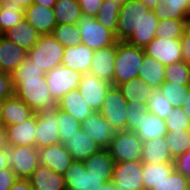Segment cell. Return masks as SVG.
Listing matches in <instances>:
<instances>
[{
  "instance_id": "cell-45",
  "label": "cell",
  "mask_w": 190,
  "mask_h": 190,
  "mask_svg": "<svg viewBox=\"0 0 190 190\" xmlns=\"http://www.w3.org/2000/svg\"><path fill=\"white\" fill-rule=\"evenodd\" d=\"M153 190H190V179L174 170L165 180Z\"/></svg>"
},
{
  "instance_id": "cell-46",
  "label": "cell",
  "mask_w": 190,
  "mask_h": 190,
  "mask_svg": "<svg viewBox=\"0 0 190 190\" xmlns=\"http://www.w3.org/2000/svg\"><path fill=\"white\" fill-rule=\"evenodd\" d=\"M167 131H178L180 129H190V119L187 117L182 107L174 106L172 112L165 119Z\"/></svg>"
},
{
  "instance_id": "cell-4",
  "label": "cell",
  "mask_w": 190,
  "mask_h": 190,
  "mask_svg": "<svg viewBox=\"0 0 190 190\" xmlns=\"http://www.w3.org/2000/svg\"><path fill=\"white\" fill-rule=\"evenodd\" d=\"M64 46L52 35H41L35 46L27 52V57L44 73L60 66Z\"/></svg>"
},
{
  "instance_id": "cell-23",
  "label": "cell",
  "mask_w": 190,
  "mask_h": 190,
  "mask_svg": "<svg viewBox=\"0 0 190 190\" xmlns=\"http://www.w3.org/2000/svg\"><path fill=\"white\" fill-rule=\"evenodd\" d=\"M35 112L28 107L15 94L4 100L2 106V124L4 126L16 125L31 118Z\"/></svg>"
},
{
  "instance_id": "cell-58",
  "label": "cell",
  "mask_w": 190,
  "mask_h": 190,
  "mask_svg": "<svg viewBox=\"0 0 190 190\" xmlns=\"http://www.w3.org/2000/svg\"><path fill=\"white\" fill-rule=\"evenodd\" d=\"M183 111L187 115V117L190 119V87L188 89V97L185 101V103L182 106Z\"/></svg>"
},
{
  "instance_id": "cell-3",
  "label": "cell",
  "mask_w": 190,
  "mask_h": 190,
  "mask_svg": "<svg viewBox=\"0 0 190 190\" xmlns=\"http://www.w3.org/2000/svg\"><path fill=\"white\" fill-rule=\"evenodd\" d=\"M38 152L35 145L8 146L3 156L17 178L29 179L39 166Z\"/></svg>"
},
{
  "instance_id": "cell-50",
  "label": "cell",
  "mask_w": 190,
  "mask_h": 190,
  "mask_svg": "<svg viewBox=\"0 0 190 190\" xmlns=\"http://www.w3.org/2000/svg\"><path fill=\"white\" fill-rule=\"evenodd\" d=\"M175 170L190 179V148L174 159Z\"/></svg>"
},
{
  "instance_id": "cell-37",
  "label": "cell",
  "mask_w": 190,
  "mask_h": 190,
  "mask_svg": "<svg viewBox=\"0 0 190 190\" xmlns=\"http://www.w3.org/2000/svg\"><path fill=\"white\" fill-rule=\"evenodd\" d=\"M51 35L64 47L81 44L80 29L77 24H57Z\"/></svg>"
},
{
  "instance_id": "cell-25",
  "label": "cell",
  "mask_w": 190,
  "mask_h": 190,
  "mask_svg": "<svg viewBox=\"0 0 190 190\" xmlns=\"http://www.w3.org/2000/svg\"><path fill=\"white\" fill-rule=\"evenodd\" d=\"M141 161L151 165L174 163V158L170 154L165 136L155 137L152 140L143 142Z\"/></svg>"
},
{
  "instance_id": "cell-27",
  "label": "cell",
  "mask_w": 190,
  "mask_h": 190,
  "mask_svg": "<svg viewBox=\"0 0 190 190\" xmlns=\"http://www.w3.org/2000/svg\"><path fill=\"white\" fill-rule=\"evenodd\" d=\"M29 180L32 190H66L63 175L43 165L37 167Z\"/></svg>"
},
{
  "instance_id": "cell-26",
  "label": "cell",
  "mask_w": 190,
  "mask_h": 190,
  "mask_svg": "<svg viewBox=\"0 0 190 190\" xmlns=\"http://www.w3.org/2000/svg\"><path fill=\"white\" fill-rule=\"evenodd\" d=\"M135 133L142 142L165 136L168 133L165 119H161L148 110L139 116L138 129Z\"/></svg>"
},
{
  "instance_id": "cell-64",
  "label": "cell",
  "mask_w": 190,
  "mask_h": 190,
  "mask_svg": "<svg viewBox=\"0 0 190 190\" xmlns=\"http://www.w3.org/2000/svg\"><path fill=\"white\" fill-rule=\"evenodd\" d=\"M175 2H190V0H173Z\"/></svg>"
},
{
  "instance_id": "cell-57",
  "label": "cell",
  "mask_w": 190,
  "mask_h": 190,
  "mask_svg": "<svg viewBox=\"0 0 190 190\" xmlns=\"http://www.w3.org/2000/svg\"><path fill=\"white\" fill-rule=\"evenodd\" d=\"M98 190H119L117 185L111 180L108 182H104Z\"/></svg>"
},
{
  "instance_id": "cell-7",
  "label": "cell",
  "mask_w": 190,
  "mask_h": 190,
  "mask_svg": "<svg viewBox=\"0 0 190 190\" xmlns=\"http://www.w3.org/2000/svg\"><path fill=\"white\" fill-rule=\"evenodd\" d=\"M82 75L81 72L74 71L63 65L56 66L45 73L51 98L58 103L68 92L77 90Z\"/></svg>"
},
{
  "instance_id": "cell-49",
  "label": "cell",
  "mask_w": 190,
  "mask_h": 190,
  "mask_svg": "<svg viewBox=\"0 0 190 190\" xmlns=\"http://www.w3.org/2000/svg\"><path fill=\"white\" fill-rule=\"evenodd\" d=\"M14 95L12 75L0 71V100L8 99Z\"/></svg>"
},
{
  "instance_id": "cell-24",
  "label": "cell",
  "mask_w": 190,
  "mask_h": 190,
  "mask_svg": "<svg viewBox=\"0 0 190 190\" xmlns=\"http://www.w3.org/2000/svg\"><path fill=\"white\" fill-rule=\"evenodd\" d=\"M5 129L9 146L34 145L36 113L22 123L5 126Z\"/></svg>"
},
{
  "instance_id": "cell-59",
  "label": "cell",
  "mask_w": 190,
  "mask_h": 190,
  "mask_svg": "<svg viewBox=\"0 0 190 190\" xmlns=\"http://www.w3.org/2000/svg\"><path fill=\"white\" fill-rule=\"evenodd\" d=\"M57 0H34V4H39L46 7H54Z\"/></svg>"
},
{
  "instance_id": "cell-35",
  "label": "cell",
  "mask_w": 190,
  "mask_h": 190,
  "mask_svg": "<svg viewBox=\"0 0 190 190\" xmlns=\"http://www.w3.org/2000/svg\"><path fill=\"white\" fill-rule=\"evenodd\" d=\"M53 10L57 24H78L83 15L78 0H57Z\"/></svg>"
},
{
  "instance_id": "cell-17",
  "label": "cell",
  "mask_w": 190,
  "mask_h": 190,
  "mask_svg": "<svg viewBox=\"0 0 190 190\" xmlns=\"http://www.w3.org/2000/svg\"><path fill=\"white\" fill-rule=\"evenodd\" d=\"M117 44L96 50L93 54L89 74L112 85Z\"/></svg>"
},
{
  "instance_id": "cell-51",
  "label": "cell",
  "mask_w": 190,
  "mask_h": 190,
  "mask_svg": "<svg viewBox=\"0 0 190 190\" xmlns=\"http://www.w3.org/2000/svg\"><path fill=\"white\" fill-rule=\"evenodd\" d=\"M82 14L95 18L104 0H78Z\"/></svg>"
},
{
  "instance_id": "cell-40",
  "label": "cell",
  "mask_w": 190,
  "mask_h": 190,
  "mask_svg": "<svg viewBox=\"0 0 190 190\" xmlns=\"http://www.w3.org/2000/svg\"><path fill=\"white\" fill-rule=\"evenodd\" d=\"M190 20L162 19L156 29V37L180 39Z\"/></svg>"
},
{
  "instance_id": "cell-56",
  "label": "cell",
  "mask_w": 190,
  "mask_h": 190,
  "mask_svg": "<svg viewBox=\"0 0 190 190\" xmlns=\"http://www.w3.org/2000/svg\"><path fill=\"white\" fill-rule=\"evenodd\" d=\"M6 129L3 124H0V151L8 147Z\"/></svg>"
},
{
  "instance_id": "cell-42",
  "label": "cell",
  "mask_w": 190,
  "mask_h": 190,
  "mask_svg": "<svg viewBox=\"0 0 190 190\" xmlns=\"http://www.w3.org/2000/svg\"><path fill=\"white\" fill-rule=\"evenodd\" d=\"M58 132L60 143L64 144L75 132L81 129V122L76 120L72 115L62 110L57 111Z\"/></svg>"
},
{
  "instance_id": "cell-47",
  "label": "cell",
  "mask_w": 190,
  "mask_h": 190,
  "mask_svg": "<svg viewBox=\"0 0 190 190\" xmlns=\"http://www.w3.org/2000/svg\"><path fill=\"white\" fill-rule=\"evenodd\" d=\"M126 130L135 132L138 129V119L144 112L148 111V105L127 102Z\"/></svg>"
},
{
  "instance_id": "cell-2",
  "label": "cell",
  "mask_w": 190,
  "mask_h": 190,
  "mask_svg": "<svg viewBox=\"0 0 190 190\" xmlns=\"http://www.w3.org/2000/svg\"><path fill=\"white\" fill-rule=\"evenodd\" d=\"M144 56V49L130 45L126 41H118L112 86L117 87L122 83L137 79Z\"/></svg>"
},
{
  "instance_id": "cell-31",
  "label": "cell",
  "mask_w": 190,
  "mask_h": 190,
  "mask_svg": "<svg viewBox=\"0 0 190 190\" xmlns=\"http://www.w3.org/2000/svg\"><path fill=\"white\" fill-rule=\"evenodd\" d=\"M127 102L148 105L155 91L142 79H133L117 86Z\"/></svg>"
},
{
  "instance_id": "cell-18",
  "label": "cell",
  "mask_w": 190,
  "mask_h": 190,
  "mask_svg": "<svg viewBox=\"0 0 190 190\" xmlns=\"http://www.w3.org/2000/svg\"><path fill=\"white\" fill-rule=\"evenodd\" d=\"M24 18L41 34L51 35L57 25L53 7L32 4L24 10Z\"/></svg>"
},
{
  "instance_id": "cell-13",
  "label": "cell",
  "mask_w": 190,
  "mask_h": 190,
  "mask_svg": "<svg viewBox=\"0 0 190 190\" xmlns=\"http://www.w3.org/2000/svg\"><path fill=\"white\" fill-rule=\"evenodd\" d=\"M142 165V161L114 163L112 181L119 190H145Z\"/></svg>"
},
{
  "instance_id": "cell-19",
  "label": "cell",
  "mask_w": 190,
  "mask_h": 190,
  "mask_svg": "<svg viewBox=\"0 0 190 190\" xmlns=\"http://www.w3.org/2000/svg\"><path fill=\"white\" fill-rule=\"evenodd\" d=\"M94 50L84 44L65 47L61 65L82 74L89 73Z\"/></svg>"
},
{
  "instance_id": "cell-28",
  "label": "cell",
  "mask_w": 190,
  "mask_h": 190,
  "mask_svg": "<svg viewBox=\"0 0 190 190\" xmlns=\"http://www.w3.org/2000/svg\"><path fill=\"white\" fill-rule=\"evenodd\" d=\"M159 19L153 10H149L135 31L130 35L126 42L130 45L144 49L147 44L156 36V29Z\"/></svg>"
},
{
  "instance_id": "cell-22",
  "label": "cell",
  "mask_w": 190,
  "mask_h": 190,
  "mask_svg": "<svg viewBox=\"0 0 190 190\" xmlns=\"http://www.w3.org/2000/svg\"><path fill=\"white\" fill-rule=\"evenodd\" d=\"M27 58V52L17 44L8 41L0 35V71L13 74V72Z\"/></svg>"
},
{
  "instance_id": "cell-43",
  "label": "cell",
  "mask_w": 190,
  "mask_h": 190,
  "mask_svg": "<svg viewBox=\"0 0 190 190\" xmlns=\"http://www.w3.org/2000/svg\"><path fill=\"white\" fill-rule=\"evenodd\" d=\"M165 82L190 86V65L183 60L167 65Z\"/></svg>"
},
{
  "instance_id": "cell-12",
  "label": "cell",
  "mask_w": 190,
  "mask_h": 190,
  "mask_svg": "<svg viewBox=\"0 0 190 190\" xmlns=\"http://www.w3.org/2000/svg\"><path fill=\"white\" fill-rule=\"evenodd\" d=\"M145 55L167 66L182 60L180 39L154 37L144 48Z\"/></svg>"
},
{
  "instance_id": "cell-39",
  "label": "cell",
  "mask_w": 190,
  "mask_h": 190,
  "mask_svg": "<svg viewBox=\"0 0 190 190\" xmlns=\"http://www.w3.org/2000/svg\"><path fill=\"white\" fill-rule=\"evenodd\" d=\"M24 19V9L19 5L1 4L0 35Z\"/></svg>"
},
{
  "instance_id": "cell-29",
  "label": "cell",
  "mask_w": 190,
  "mask_h": 190,
  "mask_svg": "<svg viewBox=\"0 0 190 190\" xmlns=\"http://www.w3.org/2000/svg\"><path fill=\"white\" fill-rule=\"evenodd\" d=\"M57 105L60 110L72 115L79 122H82L94 112L82 98L78 89L64 95Z\"/></svg>"
},
{
  "instance_id": "cell-11",
  "label": "cell",
  "mask_w": 190,
  "mask_h": 190,
  "mask_svg": "<svg viewBox=\"0 0 190 190\" xmlns=\"http://www.w3.org/2000/svg\"><path fill=\"white\" fill-rule=\"evenodd\" d=\"M66 190H98L108 182L105 177H94L85 168L83 161L73 160L63 174Z\"/></svg>"
},
{
  "instance_id": "cell-55",
  "label": "cell",
  "mask_w": 190,
  "mask_h": 190,
  "mask_svg": "<svg viewBox=\"0 0 190 190\" xmlns=\"http://www.w3.org/2000/svg\"><path fill=\"white\" fill-rule=\"evenodd\" d=\"M34 0H1V4L16 5L19 4L24 10L31 6Z\"/></svg>"
},
{
  "instance_id": "cell-48",
  "label": "cell",
  "mask_w": 190,
  "mask_h": 190,
  "mask_svg": "<svg viewBox=\"0 0 190 190\" xmlns=\"http://www.w3.org/2000/svg\"><path fill=\"white\" fill-rule=\"evenodd\" d=\"M44 75L45 73L41 69H38L33 61L27 57L23 63L13 72L12 78H40Z\"/></svg>"
},
{
  "instance_id": "cell-44",
  "label": "cell",
  "mask_w": 190,
  "mask_h": 190,
  "mask_svg": "<svg viewBox=\"0 0 190 190\" xmlns=\"http://www.w3.org/2000/svg\"><path fill=\"white\" fill-rule=\"evenodd\" d=\"M174 105L171 104L162 94L155 90L149 100L148 109L161 119H166L172 112Z\"/></svg>"
},
{
  "instance_id": "cell-33",
  "label": "cell",
  "mask_w": 190,
  "mask_h": 190,
  "mask_svg": "<svg viewBox=\"0 0 190 190\" xmlns=\"http://www.w3.org/2000/svg\"><path fill=\"white\" fill-rule=\"evenodd\" d=\"M156 17L162 19L190 20V2L160 0L153 9Z\"/></svg>"
},
{
  "instance_id": "cell-61",
  "label": "cell",
  "mask_w": 190,
  "mask_h": 190,
  "mask_svg": "<svg viewBox=\"0 0 190 190\" xmlns=\"http://www.w3.org/2000/svg\"><path fill=\"white\" fill-rule=\"evenodd\" d=\"M5 168H9L6 161L5 157L3 156V150L0 151V170H3Z\"/></svg>"
},
{
  "instance_id": "cell-9",
  "label": "cell",
  "mask_w": 190,
  "mask_h": 190,
  "mask_svg": "<svg viewBox=\"0 0 190 190\" xmlns=\"http://www.w3.org/2000/svg\"><path fill=\"white\" fill-rule=\"evenodd\" d=\"M127 101L118 87L111 86L106 95L99 113L116 131L126 130Z\"/></svg>"
},
{
  "instance_id": "cell-63",
  "label": "cell",
  "mask_w": 190,
  "mask_h": 190,
  "mask_svg": "<svg viewBox=\"0 0 190 190\" xmlns=\"http://www.w3.org/2000/svg\"><path fill=\"white\" fill-rule=\"evenodd\" d=\"M112 2H116L119 3L120 5H122L123 3H125L127 0H111Z\"/></svg>"
},
{
  "instance_id": "cell-36",
  "label": "cell",
  "mask_w": 190,
  "mask_h": 190,
  "mask_svg": "<svg viewBox=\"0 0 190 190\" xmlns=\"http://www.w3.org/2000/svg\"><path fill=\"white\" fill-rule=\"evenodd\" d=\"M121 5L111 0H104L96 15V19L100 24L106 27L109 31L113 32L116 36L118 27V14Z\"/></svg>"
},
{
  "instance_id": "cell-15",
  "label": "cell",
  "mask_w": 190,
  "mask_h": 190,
  "mask_svg": "<svg viewBox=\"0 0 190 190\" xmlns=\"http://www.w3.org/2000/svg\"><path fill=\"white\" fill-rule=\"evenodd\" d=\"M81 129L102 149L109 147L110 140L117 132L99 112H93L83 120Z\"/></svg>"
},
{
  "instance_id": "cell-30",
  "label": "cell",
  "mask_w": 190,
  "mask_h": 190,
  "mask_svg": "<svg viewBox=\"0 0 190 190\" xmlns=\"http://www.w3.org/2000/svg\"><path fill=\"white\" fill-rule=\"evenodd\" d=\"M83 163L86 170L94 177H105L108 181L112 180L114 160L108 149H101L90 155Z\"/></svg>"
},
{
  "instance_id": "cell-8",
  "label": "cell",
  "mask_w": 190,
  "mask_h": 190,
  "mask_svg": "<svg viewBox=\"0 0 190 190\" xmlns=\"http://www.w3.org/2000/svg\"><path fill=\"white\" fill-rule=\"evenodd\" d=\"M57 104L36 112V131L34 145L37 148L60 143L58 132Z\"/></svg>"
},
{
  "instance_id": "cell-53",
  "label": "cell",
  "mask_w": 190,
  "mask_h": 190,
  "mask_svg": "<svg viewBox=\"0 0 190 190\" xmlns=\"http://www.w3.org/2000/svg\"><path fill=\"white\" fill-rule=\"evenodd\" d=\"M17 179L11 168L0 170V190H10Z\"/></svg>"
},
{
  "instance_id": "cell-5",
  "label": "cell",
  "mask_w": 190,
  "mask_h": 190,
  "mask_svg": "<svg viewBox=\"0 0 190 190\" xmlns=\"http://www.w3.org/2000/svg\"><path fill=\"white\" fill-rule=\"evenodd\" d=\"M142 140L133 131H117L107 148L114 163L137 162L142 157Z\"/></svg>"
},
{
  "instance_id": "cell-20",
  "label": "cell",
  "mask_w": 190,
  "mask_h": 190,
  "mask_svg": "<svg viewBox=\"0 0 190 190\" xmlns=\"http://www.w3.org/2000/svg\"><path fill=\"white\" fill-rule=\"evenodd\" d=\"M2 36L28 52L35 46L41 34L24 18Z\"/></svg>"
},
{
  "instance_id": "cell-41",
  "label": "cell",
  "mask_w": 190,
  "mask_h": 190,
  "mask_svg": "<svg viewBox=\"0 0 190 190\" xmlns=\"http://www.w3.org/2000/svg\"><path fill=\"white\" fill-rule=\"evenodd\" d=\"M190 86L177 83L164 82L157 91L162 94L172 105L182 107L188 97Z\"/></svg>"
},
{
  "instance_id": "cell-62",
  "label": "cell",
  "mask_w": 190,
  "mask_h": 190,
  "mask_svg": "<svg viewBox=\"0 0 190 190\" xmlns=\"http://www.w3.org/2000/svg\"><path fill=\"white\" fill-rule=\"evenodd\" d=\"M3 103H4V100H0V124H2L1 114H2Z\"/></svg>"
},
{
  "instance_id": "cell-38",
  "label": "cell",
  "mask_w": 190,
  "mask_h": 190,
  "mask_svg": "<svg viewBox=\"0 0 190 190\" xmlns=\"http://www.w3.org/2000/svg\"><path fill=\"white\" fill-rule=\"evenodd\" d=\"M170 154L175 159L190 148V130H172L165 135Z\"/></svg>"
},
{
  "instance_id": "cell-21",
  "label": "cell",
  "mask_w": 190,
  "mask_h": 190,
  "mask_svg": "<svg viewBox=\"0 0 190 190\" xmlns=\"http://www.w3.org/2000/svg\"><path fill=\"white\" fill-rule=\"evenodd\" d=\"M66 150L71 154L73 160L84 161L90 155L99 152L102 148L80 129L64 144Z\"/></svg>"
},
{
  "instance_id": "cell-10",
  "label": "cell",
  "mask_w": 190,
  "mask_h": 190,
  "mask_svg": "<svg viewBox=\"0 0 190 190\" xmlns=\"http://www.w3.org/2000/svg\"><path fill=\"white\" fill-rule=\"evenodd\" d=\"M150 9L139 0H127L120 7L116 38L126 41Z\"/></svg>"
},
{
  "instance_id": "cell-34",
  "label": "cell",
  "mask_w": 190,
  "mask_h": 190,
  "mask_svg": "<svg viewBox=\"0 0 190 190\" xmlns=\"http://www.w3.org/2000/svg\"><path fill=\"white\" fill-rule=\"evenodd\" d=\"M174 170V163H156L155 165L143 163L142 179L144 189L153 190L155 186L165 180Z\"/></svg>"
},
{
  "instance_id": "cell-6",
  "label": "cell",
  "mask_w": 190,
  "mask_h": 190,
  "mask_svg": "<svg viewBox=\"0 0 190 190\" xmlns=\"http://www.w3.org/2000/svg\"><path fill=\"white\" fill-rule=\"evenodd\" d=\"M81 43L96 51L117 44L115 34L98 22L96 18L85 15L79 19Z\"/></svg>"
},
{
  "instance_id": "cell-14",
  "label": "cell",
  "mask_w": 190,
  "mask_h": 190,
  "mask_svg": "<svg viewBox=\"0 0 190 190\" xmlns=\"http://www.w3.org/2000/svg\"><path fill=\"white\" fill-rule=\"evenodd\" d=\"M112 85L89 73L83 74L78 91L94 112H99L108 89Z\"/></svg>"
},
{
  "instance_id": "cell-16",
  "label": "cell",
  "mask_w": 190,
  "mask_h": 190,
  "mask_svg": "<svg viewBox=\"0 0 190 190\" xmlns=\"http://www.w3.org/2000/svg\"><path fill=\"white\" fill-rule=\"evenodd\" d=\"M39 165L46 166L54 172L63 175L73 158L62 143L39 148Z\"/></svg>"
},
{
  "instance_id": "cell-1",
  "label": "cell",
  "mask_w": 190,
  "mask_h": 190,
  "mask_svg": "<svg viewBox=\"0 0 190 190\" xmlns=\"http://www.w3.org/2000/svg\"><path fill=\"white\" fill-rule=\"evenodd\" d=\"M14 94L35 113L57 104L50 96L45 75L37 78H12Z\"/></svg>"
},
{
  "instance_id": "cell-60",
  "label": "cell",
  "mask_w": 190,
  "mask_h": 190,
  "mask_svg": "<svg viewBox=\"0 0 190 190\" xmlns=\"http://www.w3.org/2000/svg\"><path fill=\"white\" fill-rule=\"evenodd\" d=\"M146 5L150 10H153L158 5L160 0H139Z\"/></svg>"
},
{
  "instance_id": "cell-52",
  "label": "cell",
  "mask_w": 190,
  "mask_h": 190,
  "mask_svg": "<svg viewBox=\"0 0 190 190\" xmlns=\"http://www.w3.org/2000/svg\"><path fill=\"white\" fill-rule=\"evenodd\" d=\"M182 60L190 65V24L185 28L180 38Z\"/></svg>"
},
{
  "instance_id": "cell-54",
  "label": "cell",
  "mask_w": 190,
  "mask_h": 190,
  "mask_svg": "<svg viewBox=\"0 0 190 190\" xmlns=\"http://www.w3.org/2000/svg\"><path fill=\"white\" fill-rule=\"evenodd\" d=\"M10 190H32L30 180L18 178Z\"/></svg>"
},
{
  "instance_id": "cell-32",
  "label": "cell",
  "mask_w": 190,
  "mask_h": 190,
  "mask_svg": "<svg viewBox=\"0 0 190 190\" xmlns=\"http://www.w3.org/2000/svg\"><path fill=\"white\" fill-rule=\"evenodd\" d=\"M165 75V65L150 56H144L139 70V79L144 80L150 87L157 90L165 82Z\"/></svg>"
}]
</instances>
